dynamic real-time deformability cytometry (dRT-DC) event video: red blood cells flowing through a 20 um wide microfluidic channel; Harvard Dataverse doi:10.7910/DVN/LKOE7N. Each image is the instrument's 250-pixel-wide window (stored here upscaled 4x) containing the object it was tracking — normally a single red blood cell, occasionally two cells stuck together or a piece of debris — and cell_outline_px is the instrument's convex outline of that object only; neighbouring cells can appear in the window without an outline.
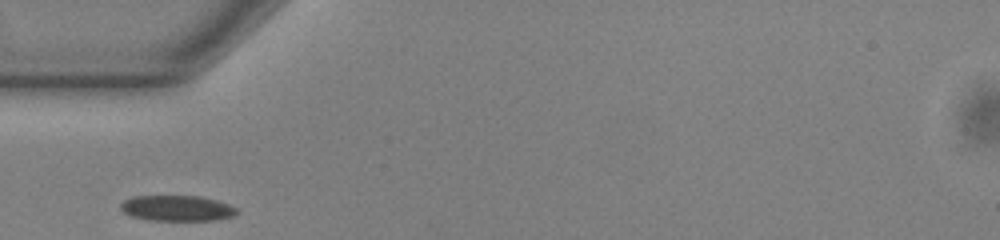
{"species": "common noctule bat (a hibernating species)", "species_latin": "Nyctalus noctula", "temperature_condition": "warm", "stored_images_in_passage": 26, "camera_frame_rate_fps": 3000, "um_per_image_px": 0.085, "animal": {"sex": "male", "body_mass_g": 13.0, "forearm_length_mm": 53.1}, "frame": {"image": 1, "passage_image": 1, "time_ms": 0.0, "image_size_px": [1000, 240], "cell_outline_px": [[240, 212], [236, 216], [216, 220], [148, 220], [132, 216], [124, 212], [120, 208], [120, 204], [124, 200], [132, 196], [200, 196], [216, 200], [228, 204], [236, 208]], "centroid_in_image_um": [15.07, 17.7], "position_along_channel_um": 69.9, "area_um2": 17.46}}
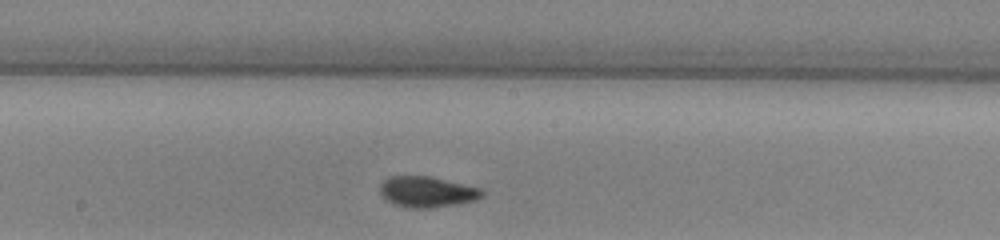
{"frame": {"image": 2, "passage_image": 12, "time_ms": 3.667, "image_size_px": [1000, 240], "cell_outline_px": [[484, 196], [476, 200], [460, 204], [436, 208], [408, 208], [392, 204], [384, 200], [380, 196], [380, 184], [388, 176], [432, 176], [484, 188]], "centroid_in_image_um": [36.32, 16.31], "position_along_channel_um": 211.9, "area_um2": 19.07}}
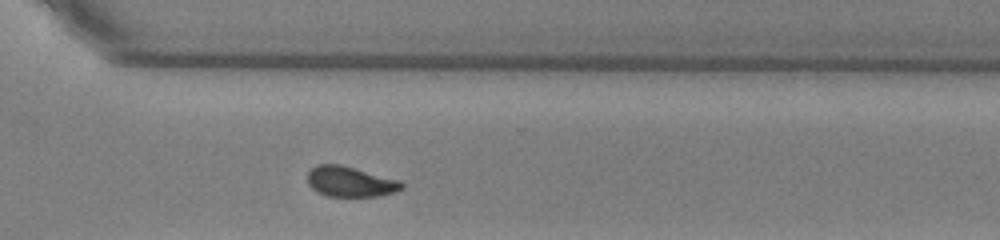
{"frame": {"image": 3, "passage_image": 22, "time_ms": 7.0, "image_size_px": [1000, 240], "cell_outline_px": [[404, 188], [396, 192], [380, 196], [328, 196], [316, 192], [308, 184], [308, 172], [316, 164], [340, 164], [400, 180], [404, 184]], "centroid_in_image_um": [29.79, 15.44], "position_along_channel_um": 340.8, "area_um2": 16.76}}